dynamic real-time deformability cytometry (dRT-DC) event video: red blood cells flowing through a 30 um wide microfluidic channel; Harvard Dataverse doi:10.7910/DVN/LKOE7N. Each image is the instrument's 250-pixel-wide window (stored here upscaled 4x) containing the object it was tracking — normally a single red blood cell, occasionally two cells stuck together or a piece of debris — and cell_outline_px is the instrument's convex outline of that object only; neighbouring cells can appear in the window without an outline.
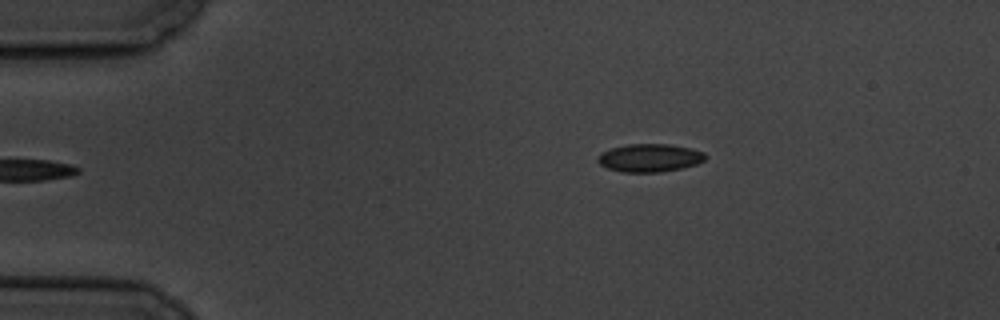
{"species": "common noctule bat (a hibernating species)", "species_latin": "Nyctalus noctula", "temperature_condition": "cold", "stored_images_in_passage": 6, "camera_frame_rate_fps": 3000, "um_per_image_px": 0.085, "animal": {"sex": "male", "body_mass_g": 19.5, "forearm_length_mm": 54.6}, "frame": {"image": 1, "passage_image": 6, "time_ms": 6.0, "image_size_px": [1000, 320], "cell_outline_px": [[704, 160], [696, 164], [680, 168], [656, 172], [624, 172], [608, 168], [600, 164], [596, 160], [600, 152], [612, 148], [628, 144], [668, 144], [688, 148], [704, 152]], "centroid_in_image_um": [55.17, 13.41], "position_along_channel_um": 29.8, "area_um2": 17.28}}